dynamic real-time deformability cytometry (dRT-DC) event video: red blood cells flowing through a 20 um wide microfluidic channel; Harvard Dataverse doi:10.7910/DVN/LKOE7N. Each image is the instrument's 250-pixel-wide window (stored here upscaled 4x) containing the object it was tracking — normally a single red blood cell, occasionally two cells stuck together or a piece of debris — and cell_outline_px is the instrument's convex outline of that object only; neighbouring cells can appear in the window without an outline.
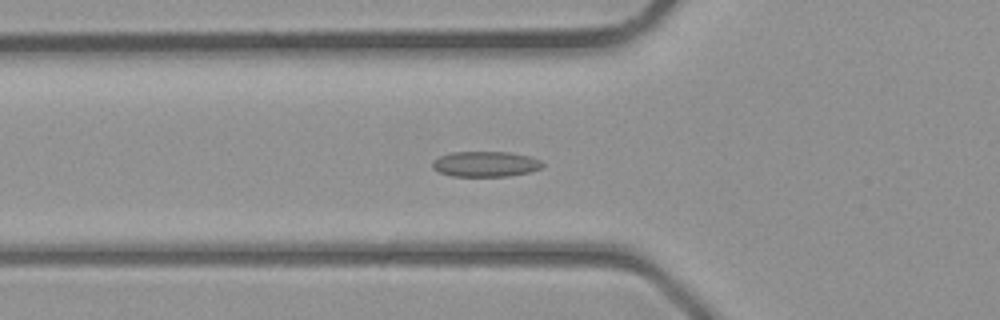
{"species": "common noctule bat (a hibernating species)", "species_latin": "Nyctalus noctula", "temperature_condition": "room temperature", "stored_images_in_passage": 39, "camera_frame_rate_fps": 3000, "um_per_image_px": 0.085, "animal": {"sex": "male", "body_mass_g": 23.1, "forearm_length_mm": 52.7}, "frame": {"image": 1, "passage_image": 12, "time_ms": 3.667, "image_size_px": [1000, 320], "cell_outline_px": [[544, 164], [540, 168], [528, 172], [508, 176], [452, 176], [440, 172], [432, 168], [432, 160], [440, 156], [452, 152], [508, 152], [528, 156], [540, 160]], "centroid_in_image_um": [41.23, 13.94], "position_along_channel_um": 84.6, "area_um2": 16.18}}
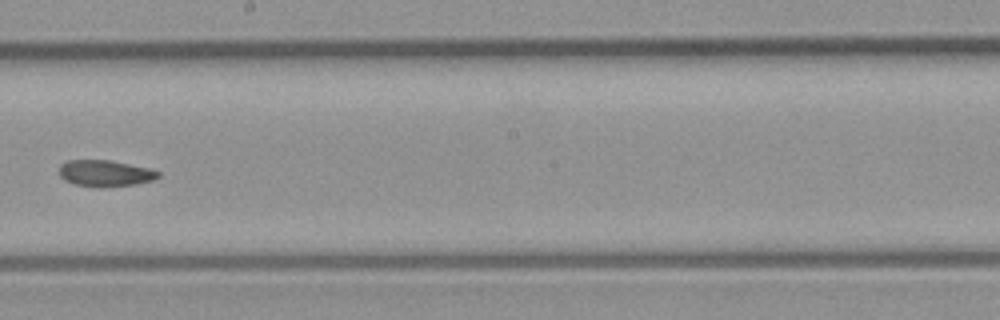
{"frame": {"image": 2, "passage_image": 21, "time_ms": 6.667, "image_size_px": [1000, 320], "cell_outline_px": [[160, 176], [152, 180], [136, 184], [76, 184], [64, 180], [60, 176], [60, 164], [68, 160], [112, 160], [148, 168], [160, 172]], "centroid_in_image_um": [8.94, 14.67], "position_along_channel_um": 239.3, "area_um2": 14.39}}
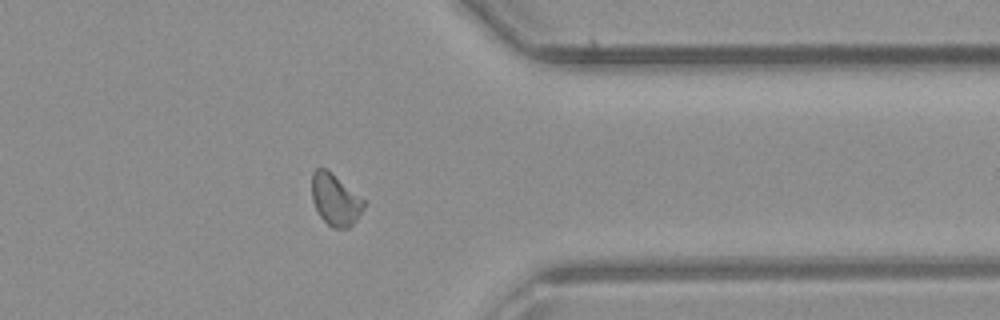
{"frame": {"image": 3, "passage_image": 30, "time_ms": 9.667, "image_size_px": [1000, 320], "cell_outline_px": [[364, 208], [356, 220], [348, 228], [332, 228], [320, 216], [312, 200], [312, 172], [316, 168], [328, 168], [364, 200]], "centroid_in_image_um": [28.48, 16.95], "position_along_channel_um": 382.9, "area_um2": 15.61}}